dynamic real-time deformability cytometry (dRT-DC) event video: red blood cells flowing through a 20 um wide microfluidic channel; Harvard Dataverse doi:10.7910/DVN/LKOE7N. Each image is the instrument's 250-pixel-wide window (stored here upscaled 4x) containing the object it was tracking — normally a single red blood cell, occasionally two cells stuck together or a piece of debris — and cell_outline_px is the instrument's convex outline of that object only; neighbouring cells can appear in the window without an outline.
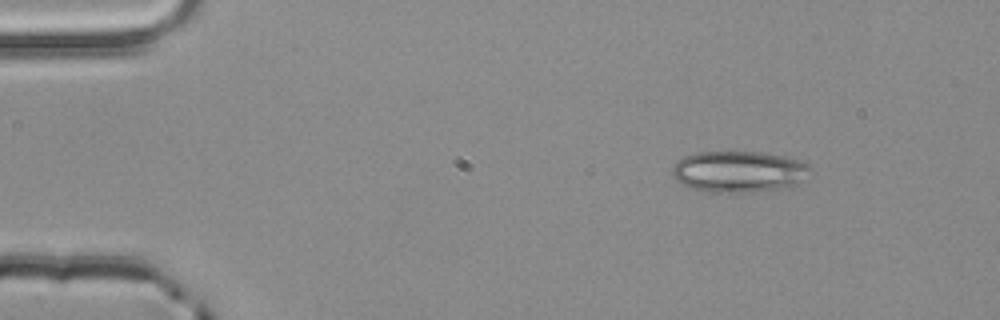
{"species": "common noctule bat (a hibernating species)", "species_latin": "Nyctalus noctula", "temperature_condition": "room temperature", "stored_images_in_passage": 3, "camera_frame_rate_fps": 3000, "um_per_image_px": 0.085, "animal": {"sex": "male", "body_mass_g": 20.4}, "frame": {"image": 1, "passage_image": 1, "time_ms": 0.0, "image_size_px": [1000, 320], "cell_outline_px": [[812, 168], [800, 184], [788, 188], [748, 192], [712, 192], [692, 188], [680, 184], [672, 176], [672, 168], [676, 160], [684, 156], [696, 152], [760, 152], [784, 156], [808, 164]], "centroid_in_image_um": [62.79, 14.59], "position_along_channel_um": 22.2, "area_um2": 33.47}}